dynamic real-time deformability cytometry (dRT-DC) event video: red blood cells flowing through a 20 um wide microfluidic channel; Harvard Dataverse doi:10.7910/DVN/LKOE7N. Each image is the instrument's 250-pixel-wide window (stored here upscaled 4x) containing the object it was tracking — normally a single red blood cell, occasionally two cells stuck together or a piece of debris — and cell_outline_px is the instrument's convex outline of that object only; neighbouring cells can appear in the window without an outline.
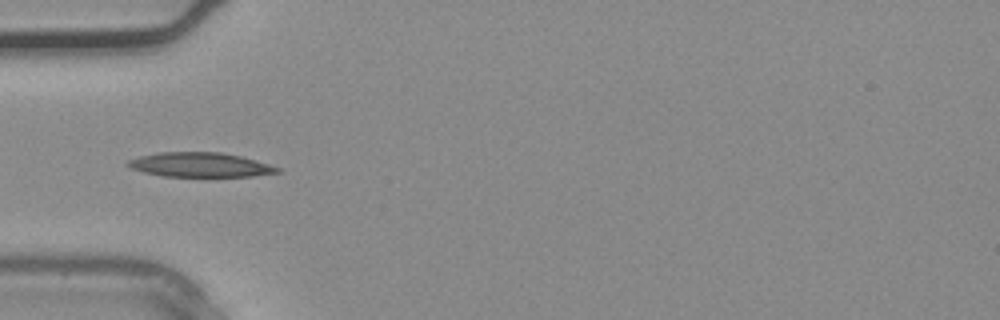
{"species": "common noctule bat (a hibernating species)", "species_latin": "Nyctalus noctula", "temperature_condition": "warm", "stored_images_in_passage": 3, "camera_frame_rate_fps": 3000, "um_per_image_px": 0.085, "animal": {"sex": "male", "body_mass_g": 20.4}, "frame": {"image": 1, "passage_image": 3, "time_ms": 0.667, "image_size_px": [1000, 320], "cell_outline_px": [[280, 172], [252, 176], [160, 176], [144, 172], [132, 168], [124, 164], [128, 160], [140, 156], [160, 152], [220, 152], [240, 156], [256, 160], [280, 168]], "centroid_in_image_um": [16.98, 14.0], "position_along_channel_um": 68.0, "area_um2": 21.15}}